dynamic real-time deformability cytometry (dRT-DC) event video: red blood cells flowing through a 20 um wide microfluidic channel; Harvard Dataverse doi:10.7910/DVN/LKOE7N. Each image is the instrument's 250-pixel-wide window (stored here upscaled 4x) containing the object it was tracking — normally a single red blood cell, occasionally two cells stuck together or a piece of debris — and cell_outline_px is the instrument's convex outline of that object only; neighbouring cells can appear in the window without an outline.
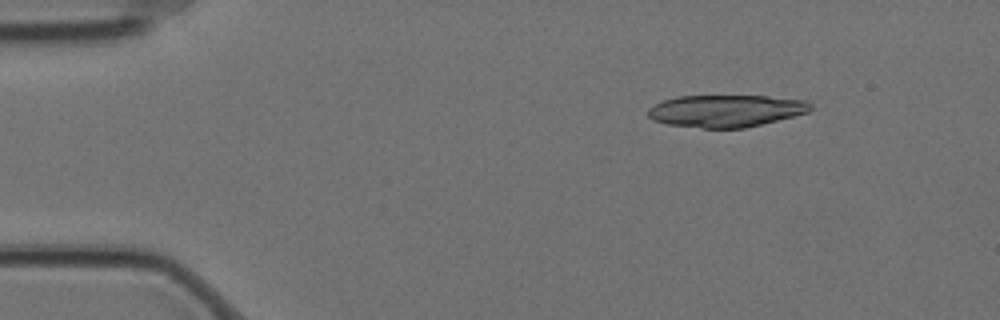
{"species": "Egyptian fruit bat (a non-hibernating species)", "species_latin": "Rousettus aegyptiacus", "temperature_condition": "cold", "stored_images_in_passage": 6, "camera_frame_rate_fps": 3000, "um_per_image_px": 0.085, "animal": {"sex": "female"}, "frame": {"image": 1, "passage_image": 2, "time_ms": 0.333, "image_size_px": [1000, 320], "cell_outline_px": [[812, 108], [808, 112], [744, 128], [704, 128], [668, 124], [652, 120], [648, 116], [648, 108], [664, 100], [676, 96], [768, 96], [808, 100], [812, 104]], "centroid_in_image_um": [61.7, 9.41], "position_along_channel_um": 23.3, "area_um2": 30.35}}